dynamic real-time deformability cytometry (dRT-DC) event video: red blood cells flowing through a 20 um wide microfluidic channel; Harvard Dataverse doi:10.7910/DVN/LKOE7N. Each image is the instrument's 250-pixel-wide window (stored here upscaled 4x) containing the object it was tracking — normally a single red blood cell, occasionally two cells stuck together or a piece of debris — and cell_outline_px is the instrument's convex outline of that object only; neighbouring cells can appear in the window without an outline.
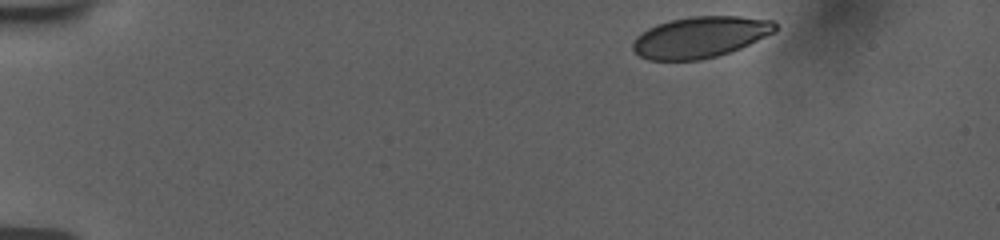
{"species": "human", "species_latin": "Homo sapiens", "temperature_condition": "room temperature", "stored_images_in_passage": 48, "camera_frame_rate_fps": 3000, "um_per_image_px": 0.085, "donor": {"sex": "female"}, "frame": {"image": 1, "passage_image": 1, "time_ms": 0.0, "image_size_px": [1000, 240], "cell_outline_px": [[776, 32], [740, 48], [716, 56], [700, 60], [648, 60], [640, 56], [632, 48], [632, 44], [636, 36], [648, 28], [656, 24], [672, 20], [692, 16], [740, 16], [772, 20], [776, 24]], "centroid_in_image_um": [59.52, 3.15], "position_along_channel_um": 25.5, "area_um2": 34.1}}
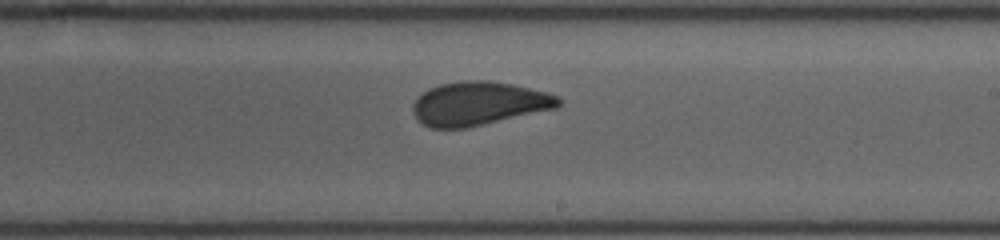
{"frame": {"image": 2, "passage_image": 27, "time_ms": 8.667, "image_size_px": [1000, 240], "cell_outline_px": [[560, 104], [556, 108], [464, 128], [432, 128], [424, 124], [412, 112], [412, 104], [428, 88], [440, 84], [464, 80], [488, 80], [512, 84], [544, 92], [556, 96], [560, 100]], "centroid_in_image_um": [40.66, 8.79], "position_along_channel_um": 248.3, "area_um2": 36.41}}
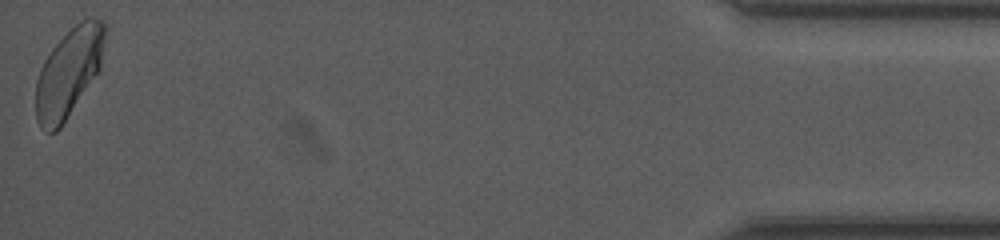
{"frame": {"image": 3, "passage_image": 48, "time_ms": 15.667, "image_size_px": [1000, 240], "cell_outline_px": [[108, 28], [100, 68], [60, 128], [56, 132], [48, 132], [40, 128], [36, 120], [36, 80], [40, 68], [44, 60], [52, 48], [80, 20], [88, 16], [92, 16], [104, 20], [108, 24]], "centroid_in_image_um": [5.87, 6.11], "position_along_channel_um": 429.3, "area_um2": 35.89}, "authors_computed_cell_mechanics": {"area_um2": 36.414, "velocity_mm_per_s": 3.7485, "shape_relaxation_time_tau1_ms": 6.3602, "shape_relaxation_time_tau2_ms": null, "deformation_change_tau1": 0.1285, "deformation_change_tau2": null}}